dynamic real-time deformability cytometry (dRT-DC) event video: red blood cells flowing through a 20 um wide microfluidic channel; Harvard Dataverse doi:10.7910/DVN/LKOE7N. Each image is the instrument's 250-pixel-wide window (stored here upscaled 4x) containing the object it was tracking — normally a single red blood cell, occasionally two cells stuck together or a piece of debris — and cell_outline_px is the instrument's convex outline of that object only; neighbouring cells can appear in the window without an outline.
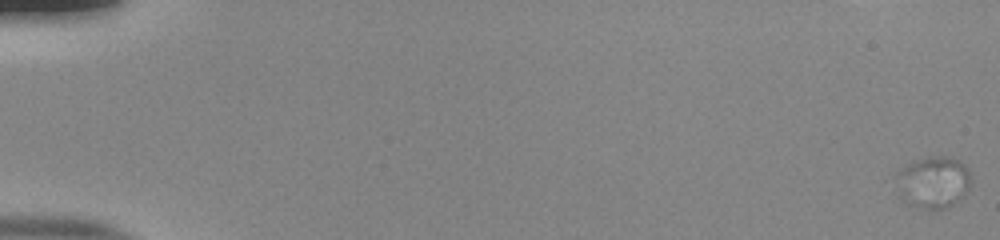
{"species": "human", "species_latin": "Homo sapiens", "temperature_condition": "room temperature", "stored_images_in_passage": 48, "camera_frame_rate_fps": 3000, "um_per_image_px": 0.085, "donor": {"sex": "male"}, "frame": {"image": 1, "passage_image": 1, "time_ms": 0.0, "image_size_px": [1000, 240], "cell_outline_px": [[968, 188], [964, 196], [952, 204], [944, 208], [924, 208], [908, 204], [900, 200], [892, 192], [892, 176], [900, 168], [916, 160], [928, 156], [948, 156], [960, 160], [968, 168]], "centroid_in_image_um": [79.17, 15.48], "position_along_channel_um": 5.8, "area_um2": 23.35}}